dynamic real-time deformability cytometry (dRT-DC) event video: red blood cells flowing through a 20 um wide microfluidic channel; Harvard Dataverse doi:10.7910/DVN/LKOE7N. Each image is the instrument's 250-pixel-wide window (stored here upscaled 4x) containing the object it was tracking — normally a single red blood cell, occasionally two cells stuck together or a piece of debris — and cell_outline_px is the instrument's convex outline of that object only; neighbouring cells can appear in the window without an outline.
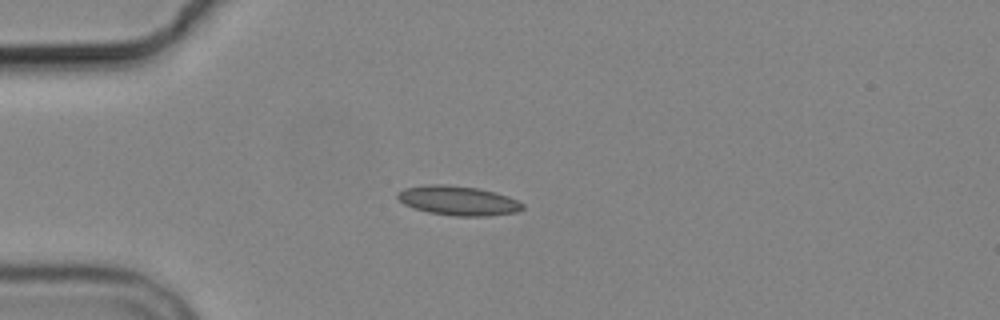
{"species": "common noctule bat (a hibernating species)", "species_latin": "Nyctalus noctula", "temperature_condition": "cold", "stored_images_in_passage": 10, "camera_frame_rate_fps": 3000, "um_per_image_px": 0.085, "animal": {"sex": "male", "body_mass_g": 19.2, "forearm_length_mm": 51.8}, "frame": {"image": 1, "passage_image": 3, "time_ms": 3.333, "image_size_px": [1000, 320], "cell_outline_px": [[524, 208], [516, 212], [488, 216], [456, 216], [428, 212], [404, 204], [396, 196], [396, 192], [404, 188], [428, 184], [444, 184], [476, 188], [508, 196], [524, 204]], "centroid_in_image_um": [38.92, 17.05], "position_along_channel_um": 46.1, "area_um2": 21.27}}
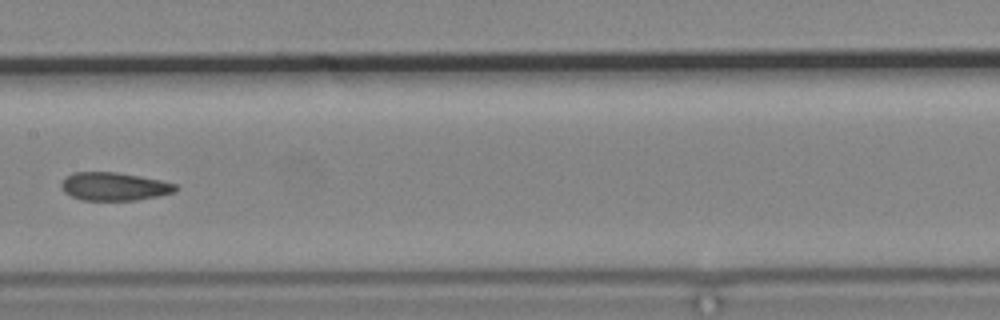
{"frame": {"image": 2, "passage_image": 7, "time_ms": 8.0, "image_size_px": [1000, 320], "cell_outline_px": [[176, 192], [136, 200], [80, 200], [64, 192], [60, 184], [64, 176], [72, 172], [116, 172], [160, 180], [176, 184]], "centroid_in_image_um": [9.65, 15.84], "position_along_channel_um": 197.8, "area_um2": 18.73}}
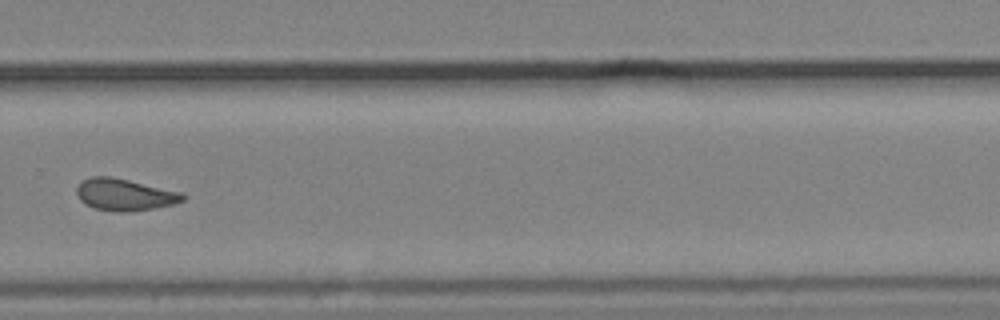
{"frame": {"image": 3, "passage_image": 10, "time_ms": 11.333, "image_size_px": [1000, 320], "cell_outline_px": [[188, 196], [184, 200], [176, 204], [128, 212], [116, 212], [96, 208], [84, 204], [76, 196], [76, 188], [84, 180], [92, 176], [112, 176], [180, 192]], "centroid_in_image_um": [10.59, 16.55], "position_along_channel_um": 319.2, "area_um2": 19.71}}